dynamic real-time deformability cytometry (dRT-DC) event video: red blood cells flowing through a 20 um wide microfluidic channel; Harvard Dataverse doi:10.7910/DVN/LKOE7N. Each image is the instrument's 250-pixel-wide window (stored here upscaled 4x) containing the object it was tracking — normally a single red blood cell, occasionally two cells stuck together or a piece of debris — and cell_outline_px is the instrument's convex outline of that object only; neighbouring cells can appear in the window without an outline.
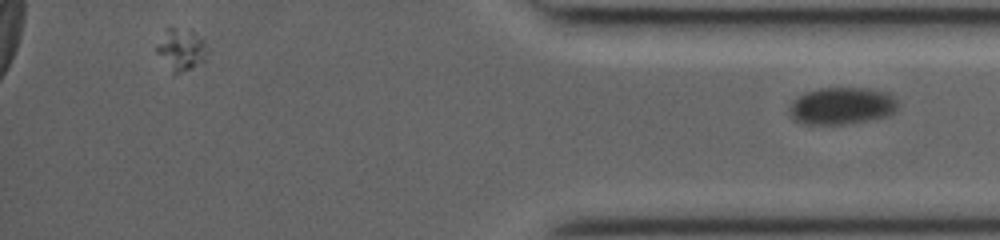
{"species": "common noctule bat (a hibernating species)", "species_latin": "Nyctalus noctula", "temperature_condition": "room temperature", "stored_images_in_passage": 23, "segment_of_instrument_passage": [3, 3], "camera_frame_rate_fps": 3000, "um_per_image_px": 0.085, "animal": {"sex": "female", "body_mass_g": 19.0, "forearm_length_mm": 53.3}, "frame": {"image": 1, "passage_image": 23, "time_ms": 10.0, "image_size_px": [1000, 240], "cell_outline_px": [[900, 104], [896, 112], [888, 116], [844, 124], [804, 124], [792, 120], [788, 108], [804, 92], [820, 88], [868, 88], [888, 92]], "centroid_in_image_um": [71.58, 9.0], "position_along_channel_um": 363.6, "area_um2": 23.58}}